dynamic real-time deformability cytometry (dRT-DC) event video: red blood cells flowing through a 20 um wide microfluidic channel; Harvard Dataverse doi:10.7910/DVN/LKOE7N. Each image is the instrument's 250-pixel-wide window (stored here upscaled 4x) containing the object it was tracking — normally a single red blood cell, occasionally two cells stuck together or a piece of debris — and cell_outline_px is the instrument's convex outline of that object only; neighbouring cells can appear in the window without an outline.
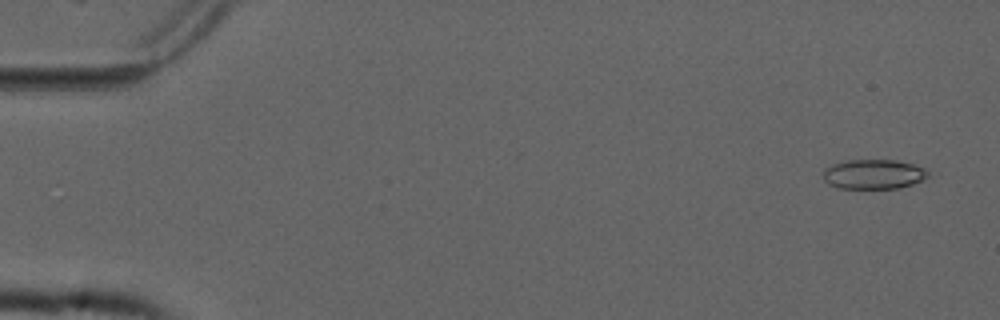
{"species": "common noctule bat (a hibernating species)", "species_latin": "Nyctalus noctula", "temperature_condition": "cold", "stored_images_in_passage": 55, "camera_frame_rate_fps": 3000, "um_per_image_px": 0.085, "animal": {"sex": "male", "forearm_length_mm": 52.5}, "frame": {"image": 1, "passage_image": 3, "time_ms": 0.667, "image_size_px": [1000, 320], "cell_outline_px": [[928, 176], [924, 180], [900, 188], [836, 188], [828, 184], [824, 180], [824, 168], [832, 164], [848, 160], [896, 160], [912, 164], [924, 168], [928, 172]], "centroid_in_image_um": [74.24, 14.81], "position_along_channel_um": 10.8, "area_um2": 18.15}}
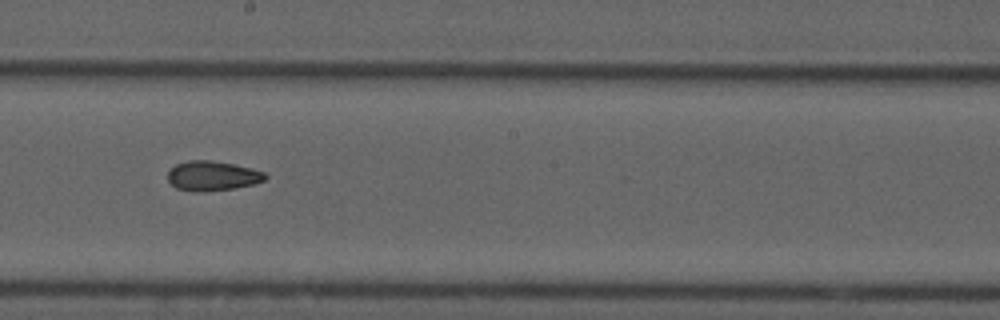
{"frame": {"image": 2, "passage_image": 31, "time_ms": 10.0, "image_size_px": [1000, 320], "cell_outline_px": [[268, 176], [264, 180], [252, 184], [236, 188], [196, 192], [176, 188], [168, 180], [168, 172], [176, 164], [188, 160], [208, 160], [232, 164], [252, 168], [264, 172]], "centroid_in_image_um": [18.05, 14.95], "position_along_channel_um": 230.1, "area_um2": 16.7}}
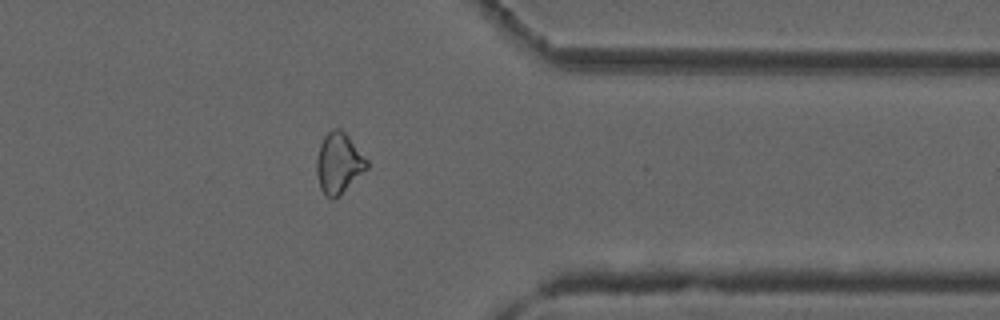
{"frame": {"image": 3, "passage_image": 44, "time_ms": 14.333, "image_size_px": [1000, 320], "cell_outline_px": [[368, 168], [340, 196], [332, 200], [320, 188], [316, 172], [316, 160], [320, 144], [324, 136], [332, 128], [340, 128], [348, 136], [368, 160]], "centroid_in_image_um": [28.79, 13.88], "position_along_channel_um": 382.6, "area_um2": 17.8}, "authors_computed_cell_mechanics": {"area_um2": 17.8602, "velocity_mm_per_s": 3.7531, "shape_relaxation_time_tau1_ms": null, "shape_relaxation_time_tau2_ms": 5.1724, "deformation_change_tau1": null, "deformation_change_tau2": 0.1178}}